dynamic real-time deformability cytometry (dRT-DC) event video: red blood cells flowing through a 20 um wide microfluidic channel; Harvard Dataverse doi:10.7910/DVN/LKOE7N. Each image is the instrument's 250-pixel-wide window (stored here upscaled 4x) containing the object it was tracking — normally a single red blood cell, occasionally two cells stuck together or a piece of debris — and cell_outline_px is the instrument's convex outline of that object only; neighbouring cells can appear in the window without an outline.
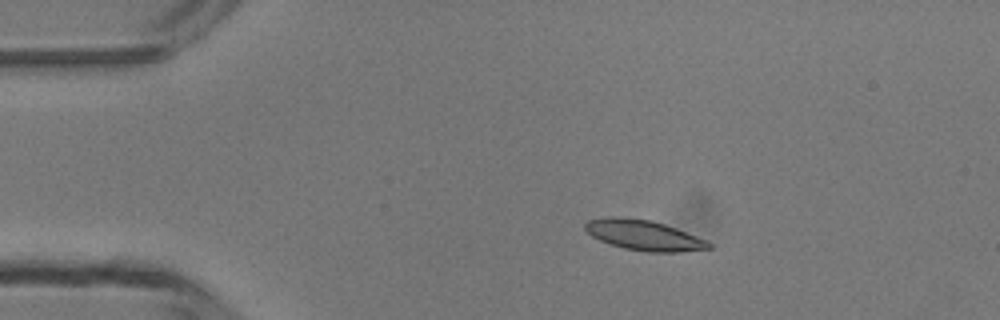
{"species": "common noctule bat (a hibernating species)", "species_latin": "Nyctalus noctula", "temperature_condition": "room temperature", "stored_images_in_passage": 3, "camera_frame_rate_fps": 3000, "um_per_image_px": 0.085, "animal": {"sex": "male", "body_mass_g": 13.3}, "frame": {"image": 1, "passage_image": 1, "time_ms": 0.0, "image_size_px": [1000, 320], "cell_outline_px": [[712, 248], [680, 252], [648, 252], [624, 248], [600, 240], [592, 236], [584, 228], [584, 224], [588, 220], [604, 216], [620, 216], [652, 220], [676, 228], [704, 240], [712, 244]], "centroid_in_image_um": [54.68, 19.98], "position_along_channel_um": 30.3, "area_um2": 21.73}}
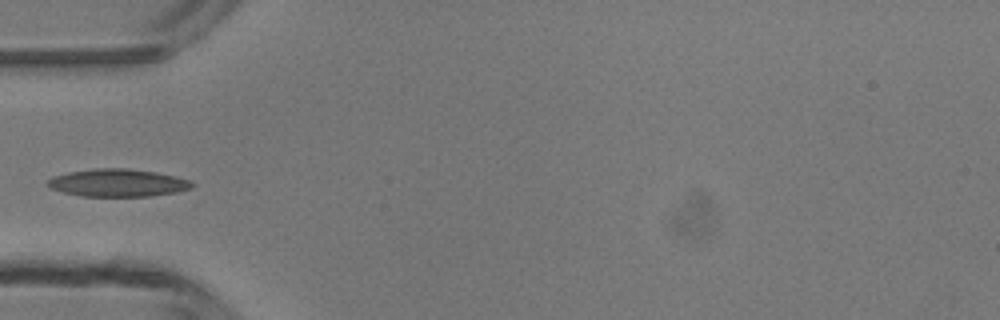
{"frame": {"image": 2, "passage_image": 3, "time_ms": 2.333, "image_size_px": [1000, 320], "cell_outline_px": [[196, 184], [192, 188], [176, 192], [148, 196], [80, 196], [48, 188], [44, 184], [52, 176], [68, 172], [96, 168], [128, 168], [156, 172], [176, 176], [192, 180]], "centroid_in_image_um": [10.01, 15.53], "position_along_channel_um": 75.0, "area_um2": 23.52}}